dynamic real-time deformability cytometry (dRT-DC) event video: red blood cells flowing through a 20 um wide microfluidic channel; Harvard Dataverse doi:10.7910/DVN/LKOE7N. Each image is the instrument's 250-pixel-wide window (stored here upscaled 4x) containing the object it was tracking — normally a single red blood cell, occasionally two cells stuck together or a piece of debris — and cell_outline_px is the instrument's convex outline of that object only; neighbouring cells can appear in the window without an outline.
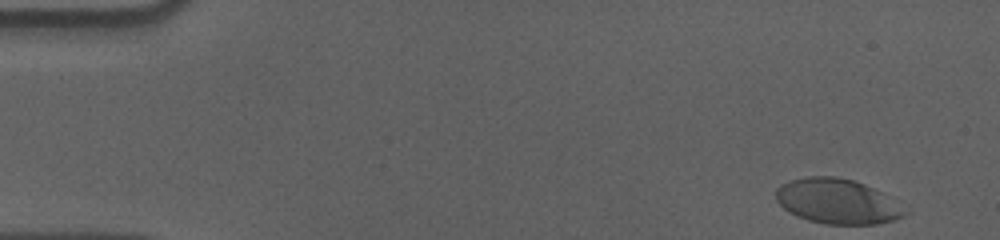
{"species": "human", "species_latin": "Homo sapiens", "temperature_condition": "cold", "stored_images_in_passage": 46, "camera_frame_rate_fps": 3000, "um_per_image_px": 0.085, "donor": {"sex": "male"}, "frame": {"image": 1, "passage_image": 1, "time_ms": 0.0, "image_size_px": [1000, 240], "cell_outline_px": [[908, 212], [904, 216], [892, 220], [876, 224], [824, 224], [808, 220], [796, 216], [788, 212], [776, 200], [776, 188], [780, 184], [792, 180], [808, 176], [836, 176], [852, 180], [864, 184], [880, 192]], "centroid_in_image_um": [71.1, 17.12], "position_along_channel_um": 13.9, "area_um2": 33.41}}
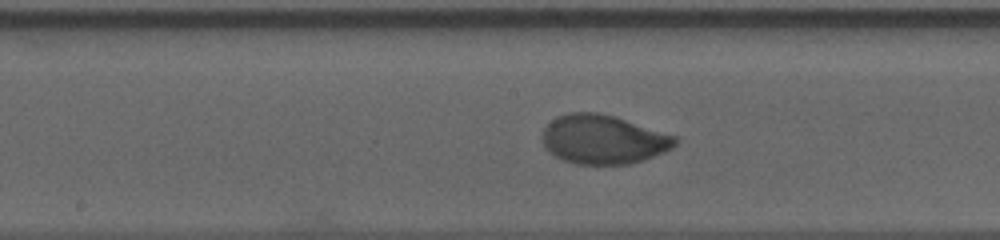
{"frame": {"image": 2, "passage_image": 27, "time_ms": 8.667, "image_size_px": [1000, 240], "cell_outline_px": [[680, 140], [672, 148], [664, 152], [644, 160], [628, 164], [576, 164], [564, 160], [548, 152], [544, 148], [540, 136], [544, 128], [556, 116], [568, 112], [600, 112], [616, 116], [676, 136]], "centroid_in_image_um": [51.26, 11.84], "position_along_channel_um": 196.9, "area_um2": 38.44}}
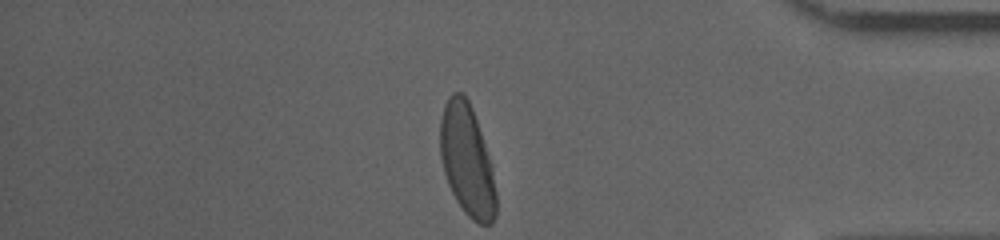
{"frame": {"image": 3, "passage_image": 46, "time_ms": 15.0, "image_size_px": [1000, 240], "cell_outline_px": [[496, 216], [492, 224], [480, 224], [472, 220], [464, 212], [456, 200], [448, 184], [444, 172], [440, 156], [440, 120], [444, 104], [448, 96], [452, 92], [464, 92], [472, 108], [488, 156], [492, 172], [496, 192]], "centroid_in_image_um": [39.67, 13.62], "position_along_channel_um": 395.5, "area_um2": 36.13}, "authors_computed_cell_mechanics": {"area_um2": 37.5989, "velocity_mm_per_s": 3.5811, "shape_relaxation_time_tau1_ms": 2.9794, "shape_relaxation_time_tau2_ms": null, "deformation_change_tau1": 0.1673, "deformation_change_tau2": null}}